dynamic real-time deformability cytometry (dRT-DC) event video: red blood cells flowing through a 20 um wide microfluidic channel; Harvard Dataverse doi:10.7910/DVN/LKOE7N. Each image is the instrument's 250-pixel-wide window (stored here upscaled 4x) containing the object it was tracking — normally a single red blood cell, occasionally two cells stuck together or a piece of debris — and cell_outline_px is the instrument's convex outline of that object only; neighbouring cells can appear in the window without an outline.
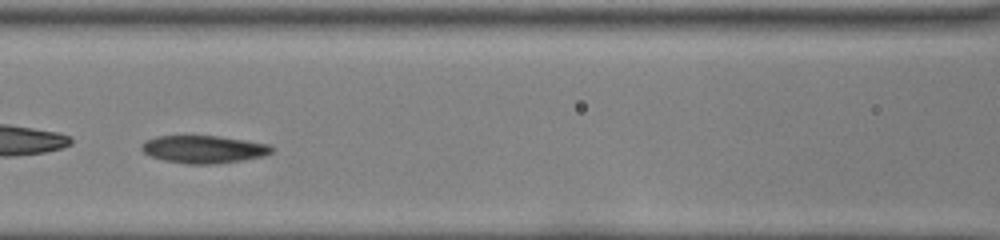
{"species": "common noctule bat (a hibernating species)", "species_latin": "Nyctalus noctula", "temperature_condition": "room temperature", "stored_images_in_passage": 32, "camera_frame_rate_fps": 3000, "um_per_image_px": 0.085, "animal": {"sex": "female", "body_mass_g": 22.0, "forearm_length_mm": 56.7}, "frame": {"image": 1, "passage_image": 10, "time_ms": 3.0, "image_size_px": [1000, 240], "cell_outline_px": [[276, 148], [272, 152], [264, 156], [244, 160], [216, 164], [184, 164], [164, 160], [148, 156], [140, 148], [140, 144], [144, 140], [156, 136], [220, 136], [268, 144]], "centroid_in_image_um": [17.29, 12.69], "position_along_channel_um": 149.3, "area_um2": 21.27}}
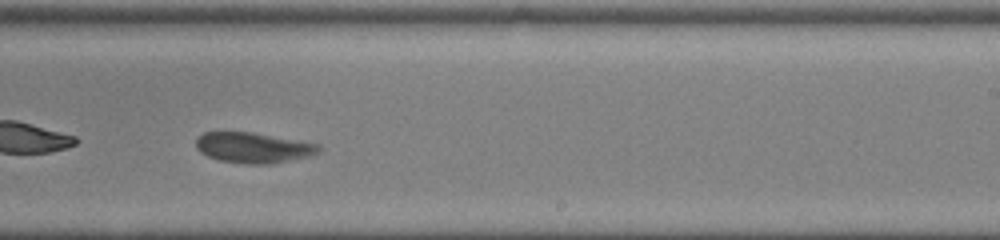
{"frame": {"image": 2, "passage_image": 19, "time_ms": 6.0, "image_size_px": [1000, 240], "cell_outline_px": [[320, 148], [316, 152], [308, 156], [272, 164], [244, 164], [220, 160], [208, 156], [200, 152], [196, 148], [196, 140], [204, 132], [252, 132], [320, 144]], "centroid_in_image_um": [21.5, 12.55], "position_along_channel_um": 267.5, "area_um2": 21.62}, "authors_computed_cell_mechanics": {"area_um2": 21.9351, "velocity_mm_per_s": 3.9543, "shape_relaxation_time_tau1_ms": 3.1951, "shape_relaxation_time_tau2_ms": 2.8395, "deformation_change_tau1": 0.1017, "deformation_change_tau2": 0.0619}}